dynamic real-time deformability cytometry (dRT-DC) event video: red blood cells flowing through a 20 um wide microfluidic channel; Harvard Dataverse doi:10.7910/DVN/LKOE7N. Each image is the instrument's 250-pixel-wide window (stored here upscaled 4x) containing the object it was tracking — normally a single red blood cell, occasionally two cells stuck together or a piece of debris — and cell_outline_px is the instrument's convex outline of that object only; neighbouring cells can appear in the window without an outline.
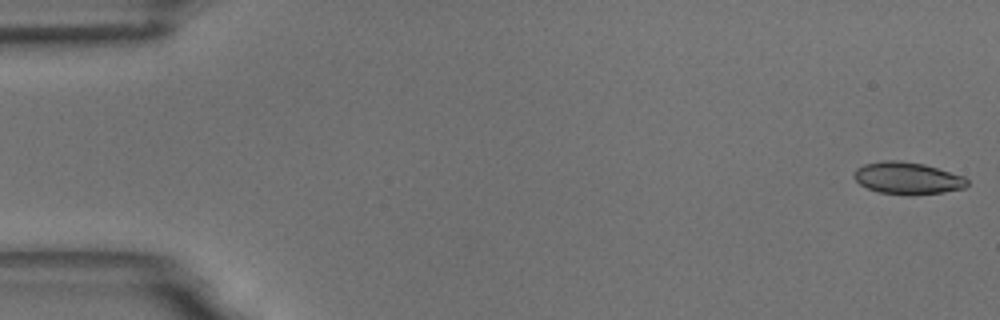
{"species": "common noctule bat (a hibernating species)", "species_latin": "Nyctalus noctula", "temperature_condition": "room temperature", "stored_images_in_passage": 55, "camera_frame_rate_fps": 3000, "um_per_image_px": 0.085, "animal": {"sex": "male", "body_mass_g": 18.8}, "frame": {"image": 1, "passage_image": 1, "time_ms": 0.0, "image_size_px": [1000, 320], "cell_outline_px": [[968, 184], [964, 188], [944, 192], [908, 196], [876, 192], [860, 184], [852, 176], [856, 168], [864, 164], [884, 160], [900, 160], [924, 164], [964, 176], [968, 180]], "centroid_in_image_um": [77.12, 15.15], "position_along_channel_um": 7.9, "area_um2": 21.44}}
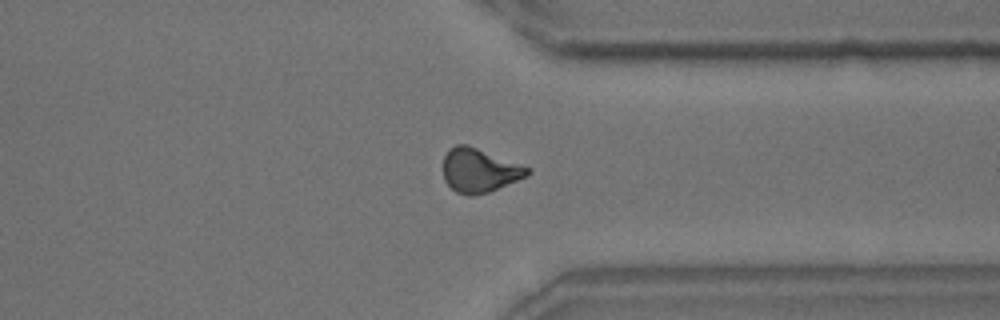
{"frame": {"image": 2, "passage_image": 42, "time_ms": 13.667, "image_size_px": [1000, 320], "cell_outline_px": [[532, 172], [528, 176], [488, 192], [472, 196], [468, 196], [456, 192], [444, 180], [444, 156], [448, 148], [456, 144], [468, 144], [532, 168]], "centroid_in_image_um": [40.77, 14.47], "position_along_channel_um": 370.6, "area_um2": 21.79}}
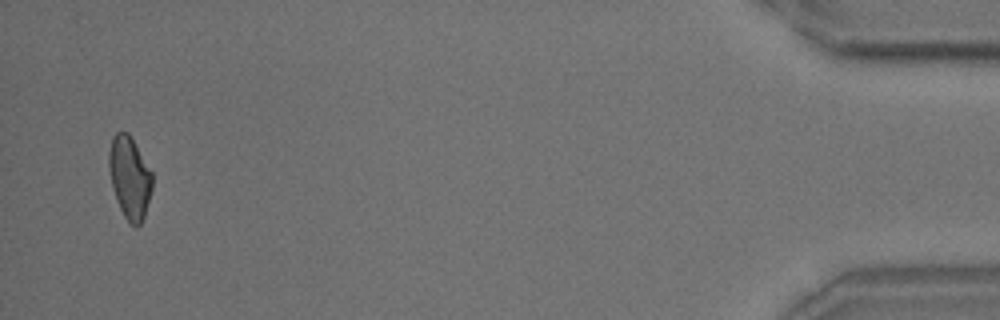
{"frame": {"image": 3, "passage_image": 53, "time_ms": 17.333, "image_size_px": [1000, 320], "cell_outline_px": [[152, 188], [144, 216], [140, 224], [136, 228], [124, 216], [116, 200], [112, 188], [108, 168], [108, 152], [112, 136], [116, 132], [128, 132], [152, 172]], "centroid_in_image_um": [10.99, 15.07], "position_along_channel_um": 424.2, "area_um2": 20.75}, "authors_computed_cell_mechanics": {"area_um2": 21.2704, "velocity_mm_per_s": 3.7076, "shape_relaxation_time_tau1_ms": 6.4639, "shape_relaxation_time_tau2_ms": 1.8, "deformation_change_tau1": 0.1422, "deformation_change_tau2": 0.0598}}